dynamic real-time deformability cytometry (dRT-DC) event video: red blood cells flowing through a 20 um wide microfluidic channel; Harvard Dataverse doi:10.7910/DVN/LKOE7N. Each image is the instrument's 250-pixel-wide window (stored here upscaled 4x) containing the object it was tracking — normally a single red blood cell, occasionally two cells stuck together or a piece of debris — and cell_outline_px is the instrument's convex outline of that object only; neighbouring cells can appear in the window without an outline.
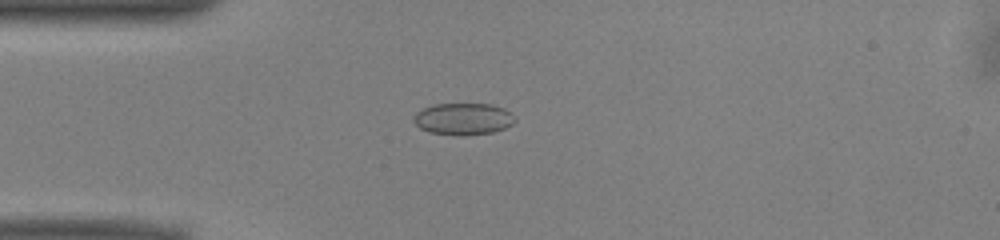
{"species": "common noctule bat (a hibernating species)", "species_latin": "Nyctalus noctula", "temperature_condition": "warm", "stored_images_in_passage": 51, "camera_frame_rate_fps": 3000, "um_per_image_px": 0.085, "animal": {"sex": "male", "body_mass_g": 13.0, "forearm_length_mm": 53.1}, "frame": {"image": 1, "passage_image": 13, "time_ms": 4.0, "image_size_px": [1000, 240], "cell_outline_px": [[516, 120], [512, 124], [504, 128], [492, 132], [468, 136], [460, 136], [428, 132], [420, 128], [412, 120], [412, 116], [416, 112], [432, 104], [492, 104], [504, 108], [512, 112], [516, 116]], "centroid_in_image_um": [39.38, 10.11], "position_along_channel_um": 45.6, "area_um2": 19.13}}
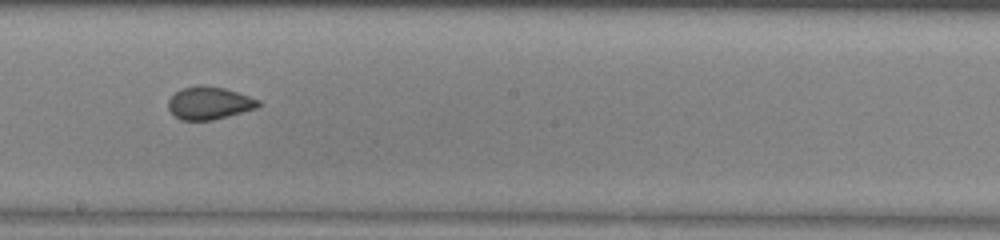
{"frame": {"image": 2, "passage_image": 28, "time_ms": 9.0, "image_size_px": [1000, 240], "cell_outline_px": [[260, 104], [256, 108], [228, 116], [212, 120], [180, 120], [168, 108], [168, 100], [180, 88], [224, 88], [260, 100]], "centroid_in_image_um": [17.78, 8.8], "position_along_channel_um": 230.4, "area_um2": 16.42}}
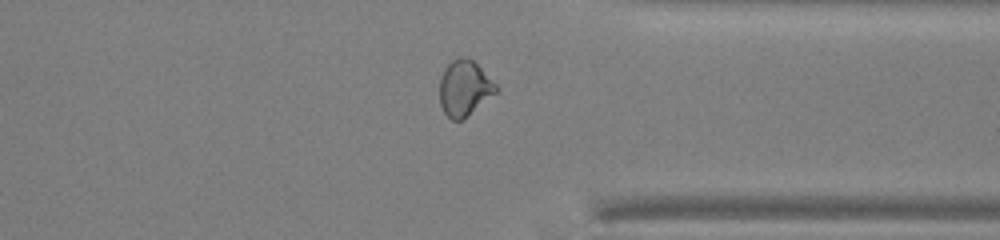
{"frame": {"image": 3, "passage_image": 39, "time_ms": 12.667, "image_size_px": [1000, 240], "cell_outline_px": [[500, 92], [460, 120], [452, 120], [444, 112], [440, 104], [440, 76], [444, 68], [452, 60], [460, 56], [468, 56], [500, 88]], "centroid_in_image_um": [39.49, 7.47], "position_along_channel_um": 371.9, "area_um2": 18.38}, "authors_computed_cell_mechanics": {"area_um2": 18.5538, "velocity_mm_per_s": 3.9756, "shape_relaxation_time_tau1_ms": 5.7769, "shape_relaxation_time_tau2_ms": 1.2274, "deformation_change_tau1": 0.1008, "deformation_change_tau2": 0.0606}}